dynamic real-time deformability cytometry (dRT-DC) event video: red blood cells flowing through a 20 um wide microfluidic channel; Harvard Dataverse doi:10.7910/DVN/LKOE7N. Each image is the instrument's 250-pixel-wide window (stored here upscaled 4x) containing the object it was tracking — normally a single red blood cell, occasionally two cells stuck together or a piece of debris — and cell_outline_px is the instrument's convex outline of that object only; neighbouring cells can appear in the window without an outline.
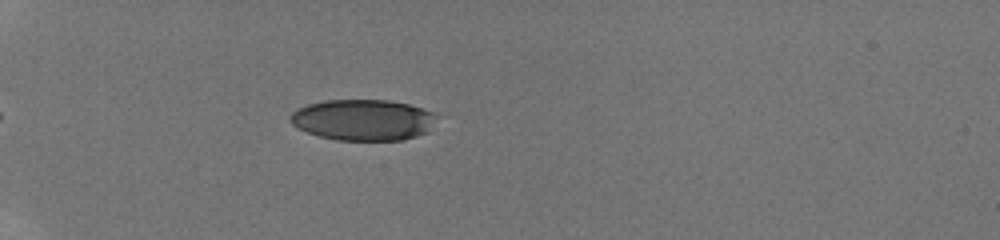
{"species": "human", "species_latin": "Homo sapiens", "temperature_condition": "room temperature", "stored_images_in_passage": 25, "camera_frame_rate_fps": 3000, "um_per_image_px": 0.085, "donor": {"sex": "male"}, "frame": {"image": 1, "passage_image": 4, "time_ms": 1.667, "image_size_px": [1000, 240], "cell_outline_px": [[432, 116], [428, 132], [416, 136], [400, 140], [336, 140], [320, 136], [308, 132], [292, 124], [288, 120], [288, 116], [296, 108], [308, 104], [324, 100], [388, 100], [408, 104], [424, 108], [432, 112]], "centroid_in_image_um": [30.78, 10.18], "position_along_channel_um": 54.2, "area_um2": 34.74}}
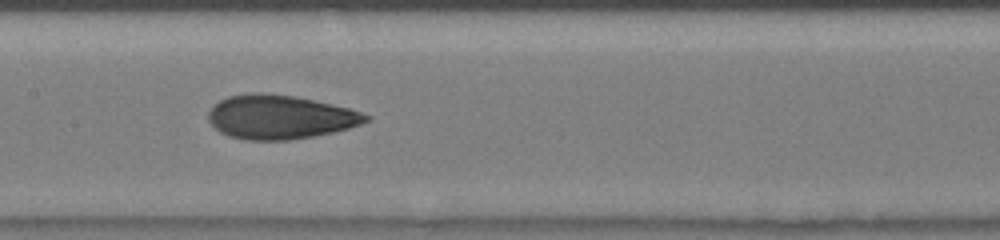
{"frame": {"image": 2, "passage_image": 11, "time_ms": 5.667, "image_size_px": [1000, 240], "cell_outline_px": [[372, 120], [348, 128], [332, 132], [312, 136], [288, 140], [244, 140], [228, 136], [220, 132], [208, 120], [208, 112], [212, 104], [228, 96], [252, 92], [260, 92], [296, 96], [348, 108], [372, 116]], "centroid_in_image_um": [23.77, 9.94], "position_along_channel_um": 183.6, "area_um2": 40.46}}
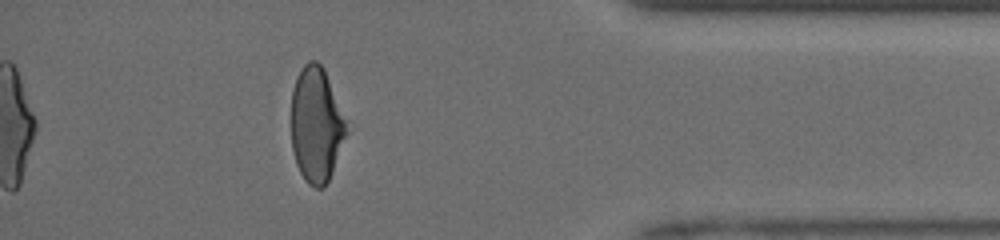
{"frame": {"image": 3, "passage_image": 23, "time_ms": 11.667, "image_size_px": [1000, 240], "cell_outline_px": [[348, 132], [332, 172], [324, 188], [316, 188], [308, 184], [304, 180], [296, 164], [292, 148], [292, 88], [304, 64], [308, 60], [316, 60], [324, 68], [348, 120]], "centroid_in_image_um": [26.91, 10.6], "position_along_channel_um": 408.3, "area_um2": 37.45}, "authors_computed_cell_mechanics": {"area_um2": 39.0728, "velocity_mm_per_s": 4.1392, "shape_relaxation_time_tau1_ms": 3.9687, "shape_relaxation_time_tau2_ms": 1.2286, "deformation_change_tau1": 0.1395, "deformation_change_tau2": 0.0674}}